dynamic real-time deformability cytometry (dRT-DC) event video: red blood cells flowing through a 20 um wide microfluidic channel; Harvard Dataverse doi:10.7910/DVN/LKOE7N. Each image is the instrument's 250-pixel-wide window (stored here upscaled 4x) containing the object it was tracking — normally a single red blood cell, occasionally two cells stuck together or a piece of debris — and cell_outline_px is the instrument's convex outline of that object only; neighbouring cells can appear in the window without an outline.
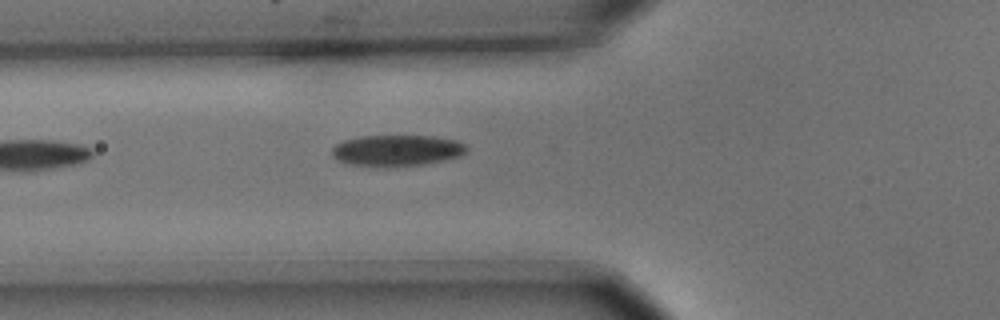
{"species": "common noctule bat (a hibernating species)", "species_latin": "Nyctalus noctula", "temperature_condition": "cold", "stored_images_in_passage": 6, "camera_frame_rate_fps": 3000, "um_per_image_px": 0.085, "animal": {"sex": "male", "body_mass_g": 15.6}, "frame": {"image": 1, "passage_image": 6, "time_ms": 1.667, "image_size_px": [1000, 320], "cell_outline_px": [[468, 148], [460, 156], [444, 160], [424, 164], [392, 168], [380, 168], [348, 164], [336, 160], [332, 156], [332, 148], [336, 144], [344, 140], [360, 136], [432, 136], [456, 140], [468, 144]], "centroid_in_image_um": [33.71, 12.81], "position_along_channel_um": 92.1, "area_um2": 25.03}}